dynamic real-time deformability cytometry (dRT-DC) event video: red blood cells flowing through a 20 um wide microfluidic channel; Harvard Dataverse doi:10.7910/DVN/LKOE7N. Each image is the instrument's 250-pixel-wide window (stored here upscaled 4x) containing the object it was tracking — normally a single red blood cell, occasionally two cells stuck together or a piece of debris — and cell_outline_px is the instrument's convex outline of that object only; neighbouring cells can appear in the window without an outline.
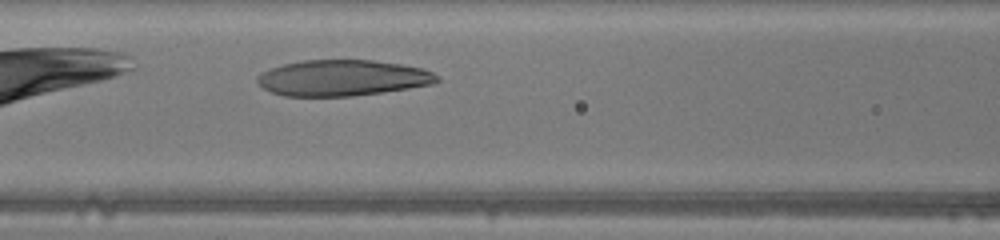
{"species": "human", "species_latin": "Homo sapiens", "temperature_condition": "warm", "stored_images_in_passage": 22, "camera_frame_rate_fps": 3000, "um_per_image_px": 0.085, "donor": {"sex": "male"}, "frame": {"image": 1, "passage_image": 7, "time_ms": 2.0, "image_size_px": [1000, 240], "cell_outline_px": [[440, 80], [436, 84], [352, 96], [284, 96], [272, 92], [264, 88], [256, 80], [256, 76], [272, 68], [284, 64], [304, 60], [372, 60], [404, 64], [424, 68], [432, 72]], "centroid_in_image_um": [29.15, 6.62], "position_along_channel_um": 137.4, "area_um2": 37.57}}
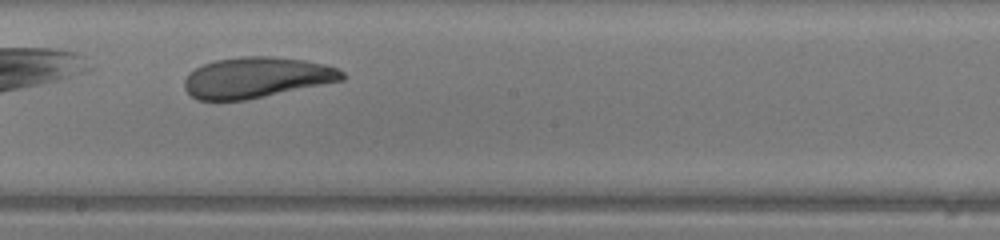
{"frame": {"image": 2, "passage_image": 13, "time_ms": 4.0, "image_size_px": [1000, 240], "cell_outline_px": [[344, 80], [244, 100], [196, 100], [184, 88], [184, 80], [196, 68], [204, 64], [216, 60], [244, 56], [272, 56], [304, 60], [324, 64], [336, 68], [344, 72]], "centroid_in_image_um": [21.8, 6.58], "position_along_channel_um": 226.4, "area_um2": 37.05}}
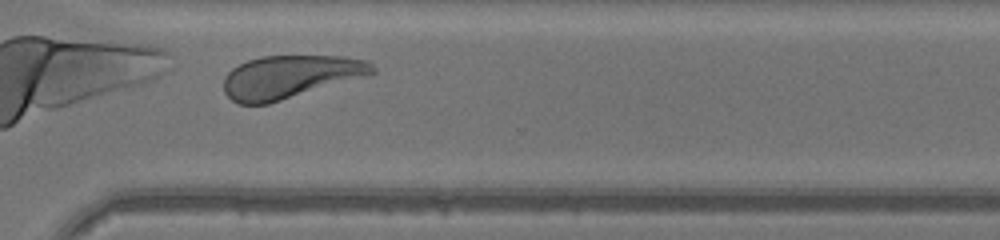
{"frame": {"image": 3, "passage_image": 21, "time_ms": 6.667, "image_size_px": [1000, 240], "cell_outline_px": [[376, 72], [372, 76], [268, 104], [236, 104], [224, 92], [224, 76], [232, 68], [248, 60], [260, 56], [344, 56], [368, 60], [376, 68]], "centroid_in_image_um": [24.73, 6.53], "position_along_channel_um": 345.9, "area_um2": 37.97}}